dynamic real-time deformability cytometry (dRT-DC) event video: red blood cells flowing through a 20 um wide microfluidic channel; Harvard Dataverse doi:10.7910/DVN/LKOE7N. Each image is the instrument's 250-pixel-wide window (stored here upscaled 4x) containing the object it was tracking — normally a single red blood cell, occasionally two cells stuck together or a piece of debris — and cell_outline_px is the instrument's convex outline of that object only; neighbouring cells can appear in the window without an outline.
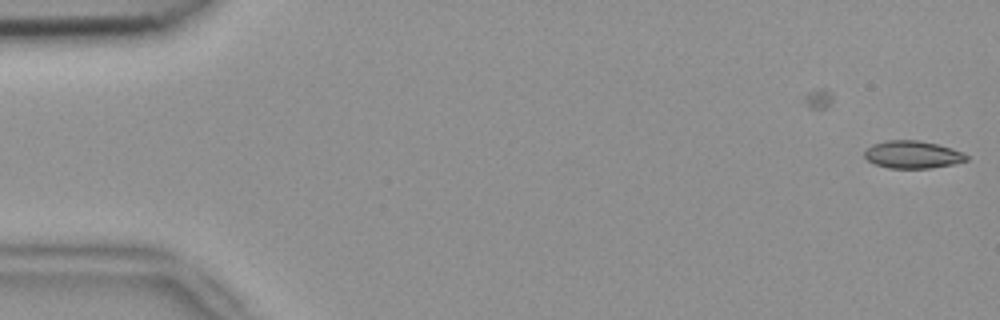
{"species": "common noctule bat (a hibernating species)", "species_latin": "Nyctalus noctula", "temperature_condition": "room temperature", "stored_images_in_passage": 6, "camera_frame_rate_fps": 3000, "um_per_image_px": 0.085, "animal": {"sex": "female", "body_mass_g": 18.4}, "frame": {"image": 1, "passage_image": 6, "time_ms": 1.667, "image_size_px": [1000, 320], "cell_outline_px": [[968, 160], [952, 164], [932, 168], [888, 168], [876, 164], [868, 160], [864, 156], [864, 152], [872, 144], [888, 140], [916, 140], [936, 144], [952, 148], [964, 152], [968, 156]], "centroid_in_image_um": [77.58, 13.14], "position_along_channel_um": 7.4, "area_um2": 16.3}}